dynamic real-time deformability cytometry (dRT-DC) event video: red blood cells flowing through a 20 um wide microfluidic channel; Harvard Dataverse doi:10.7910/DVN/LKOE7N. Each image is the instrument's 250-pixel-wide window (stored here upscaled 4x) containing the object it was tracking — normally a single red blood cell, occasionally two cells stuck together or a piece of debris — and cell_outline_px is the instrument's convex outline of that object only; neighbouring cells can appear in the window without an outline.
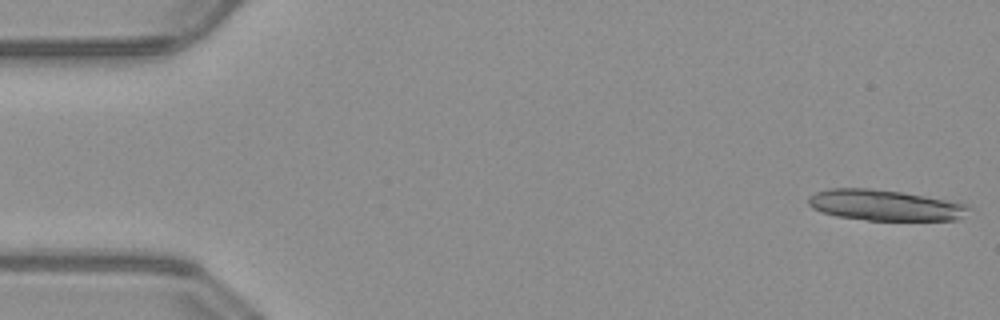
{"species": "common noctule bat (a hibernating species)", "species_latin": "Nyctalus noctula", "temperature_condition": "warm", "stored_images_in_passage": 20, "camera_frame_rate_fps": 3000, "um_per_image_px": 0.085, "animal": {"sex": "male", "body_mass_g": 23.1, "forearm_length_mm": 52.7}, "frame": {"image": 1, "passage_image": 1, "time_ms": 0.0, "image_size_px": [1000, 320], "cell_outline_px": [[972, 208], [960, 220], [868, 220], [836, 216], [820, 212], [812, 208], [808, 204], [808, 196], [816, 192], [828, 188], [868, 188], [900, 192], [960, 200], [968, 204]], "centroid_in_image_um": [75.3, 17.44], "position_along_channel_um": 9.7, "area_um2": 29.48}}
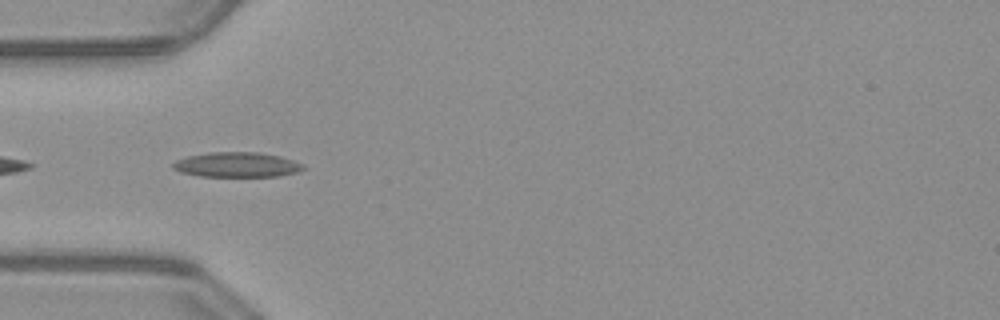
{"frame": {"image": 2, "passage_image": 16, "time_ms": 5.0, "image_size_px": [1000, 320], "cell_outline_px": [[304, 168], [296, 172], [276, 176], [200, 176], [180, 172], [172, 168], [172, 164], [176, 160], [188, 156], [208, 152], [260, 152], [280, 156], [304, 164]], "centroid_in_image_um": [20.11, 13.99], "position_along_channel_um": 64.9, "area_um2": 18.84}}